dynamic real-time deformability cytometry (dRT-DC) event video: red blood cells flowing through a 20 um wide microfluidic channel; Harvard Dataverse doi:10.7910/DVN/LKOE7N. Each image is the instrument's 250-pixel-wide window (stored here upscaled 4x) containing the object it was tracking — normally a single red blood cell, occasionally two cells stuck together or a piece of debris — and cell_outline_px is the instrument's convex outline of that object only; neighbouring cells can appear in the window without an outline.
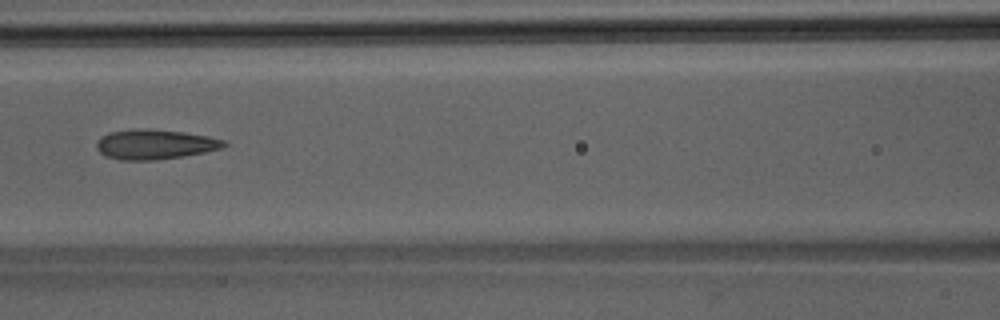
{"species": "Egyptian fruit bat (a non-hibernating species)", "species_latin": "Rousettus aegyptiacus", "temperature_condition": "room temperature", "stored_images_in_passage": 31, "camera_frame_rate_fps": 3000, "um_per_image_px": 0.085, "animal": {"sex": "male"}, "frame": {"image": 1, "passage_image": 6, "time_ms": 1.667, "image_size_px": [1000, 320], "cell_outline_px": [[228, 144], [220, 148], [204, 152], [156, 160], [120, 160], [104, 156], [96, 148], [96, 140], [100, 136], [108, 132], [136, 128], [184, 132], [208, 136], [224, 140]], "centroid_in_image_um": [13.09, 12.26], "position_along_channel_um": 153.5, "area_um2": 22.14}}
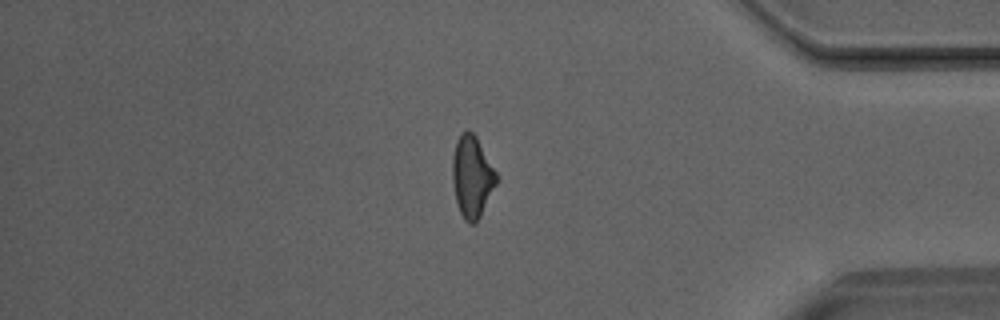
{"frame": {"image": 2, "passage_image": 24, "time_ms": 7.667, "image_size_px": [1000, 320], "cell_outline_px": [[500, 176], [480, 216], [472, 224], [468, 224], [464, 220], [456, 204], [452, 180], [452, 156], [456, 140], [460, 132], [468, 128], [476, 136]], "centroid_in_image_um": [40.12, 14.97], "position_along_channel_um": 395.1, "area_um2": 21.33}}
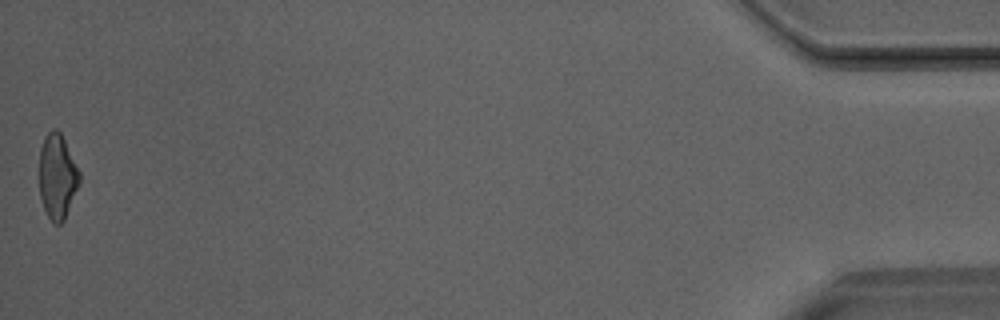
{"frame": {"image": 3, "passage_image": 31, "time_ms": 10.0, "image_size_px": [1000, 320], "cell_outline_px": [[80, 180], [64, 220], [60, 224], [52, 224], [44, 208], [40, 196], [40, 148], [44, 136], [52, 128], [56, 128], [60, 132], [80, 172]], "centroid_in_image_um": [4.86, 14.99], "position_along_channel_um": 430.3, "area_um2": 19.65}}